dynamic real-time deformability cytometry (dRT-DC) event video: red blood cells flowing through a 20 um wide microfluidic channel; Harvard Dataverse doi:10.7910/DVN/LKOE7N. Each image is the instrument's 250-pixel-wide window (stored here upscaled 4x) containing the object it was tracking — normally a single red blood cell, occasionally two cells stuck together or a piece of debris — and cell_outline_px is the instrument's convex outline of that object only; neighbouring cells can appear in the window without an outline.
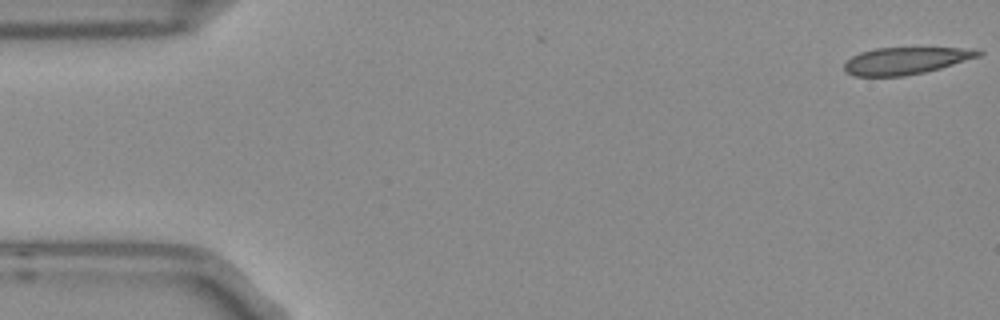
{"species": "Egyptian fruit bat (a non-hibernating species)", "species_latin": "Rousettus aegyptiacus", "temperature_condition": "room temperature", "stored_images_in_passage": 2, "camera_frame_rate_fps": 3000, "um_per_image_px": 0.085, "frame": {"image": 1, "passage_image": 1, "time_ms": 0.0, "image_size_px": [1000, 320], "cell_outline_px": [[984, 52], [980, 56], [940, 68], [924, 72], [904, 76], [852, 76], [844, 68], [844, 64], [852, 56], [860, 52], [876, 48], [980, 48]], "centroid_in_image_um": [77.02, 5.15], "position_along_channel_um": 8.0, "area_um2": 21.1}}